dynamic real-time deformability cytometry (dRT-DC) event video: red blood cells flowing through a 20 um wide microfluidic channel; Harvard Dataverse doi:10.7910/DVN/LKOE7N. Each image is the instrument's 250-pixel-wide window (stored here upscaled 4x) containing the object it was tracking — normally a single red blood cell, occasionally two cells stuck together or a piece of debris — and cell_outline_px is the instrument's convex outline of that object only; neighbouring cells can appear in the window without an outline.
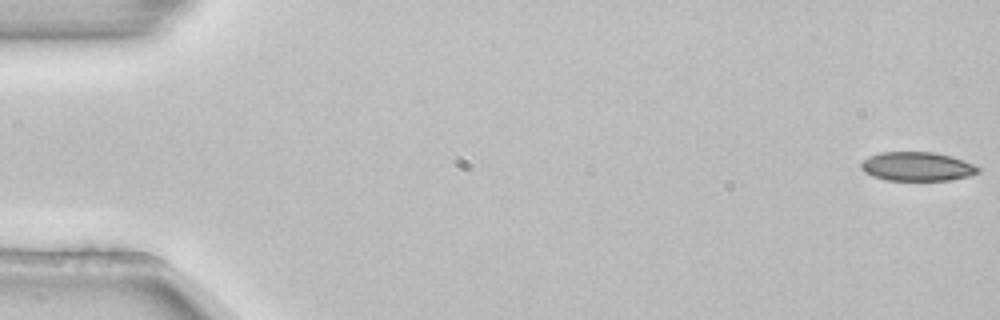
{"species": "common noctule bat (a hibernating species)", "species_latin": "Nyctalus noctula", "temperature_condition": "room temperature", "stored_images_in_passage": 5, "camera_frame_rate_fps": 3000, "um_per_image_px": 0.085, "animal": {"sex": "female", "body_mass_g": 22.7, "forearm_length_mm": 54.2}, "frame": {"image": 1, "passage_image": 1, "time_ms": 0.0, "image_size_px": [1000, 320], "cell_outline_px": [[980, 172], [968, 176], [948, 180], [884, 180], [872, 176], [864, 172], [860, 168], [860, 164], [868, 156], [880, 152], [932, 152], [952, 156], [976, 164], [980, 168]], "centroid_in_image_um": [77.95, 14.15], "position_along_channel_um": 7.0, "area_um2": 19.94}}
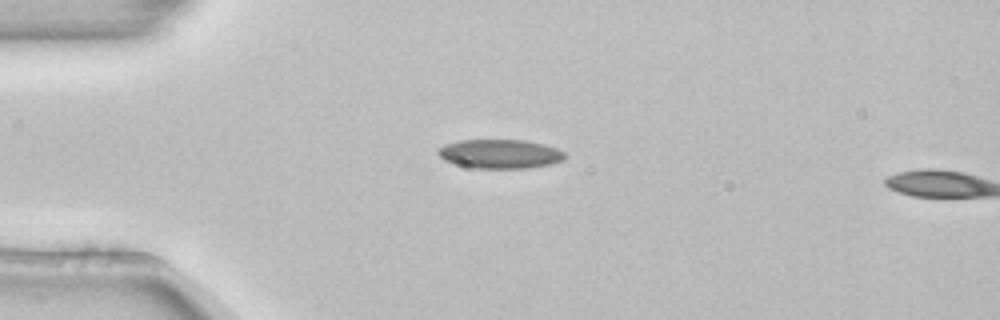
{"frame": {"image": 2, "passage_image": 4, "time_ms": 1.0, "image_size_px": [1000, 320], "cell_outline_px": [[564, 160], [552, 164], [528, 168], [472, 168], [444, 160], [436, 152], [444, 144], [456, 140], [524, 140], [544, 144], [556, 148], [564, 152]], "centroid_in_image_um": [42.5, 13.08], "position_along_channel_um": 42.5, "area_um2": 21.5}}